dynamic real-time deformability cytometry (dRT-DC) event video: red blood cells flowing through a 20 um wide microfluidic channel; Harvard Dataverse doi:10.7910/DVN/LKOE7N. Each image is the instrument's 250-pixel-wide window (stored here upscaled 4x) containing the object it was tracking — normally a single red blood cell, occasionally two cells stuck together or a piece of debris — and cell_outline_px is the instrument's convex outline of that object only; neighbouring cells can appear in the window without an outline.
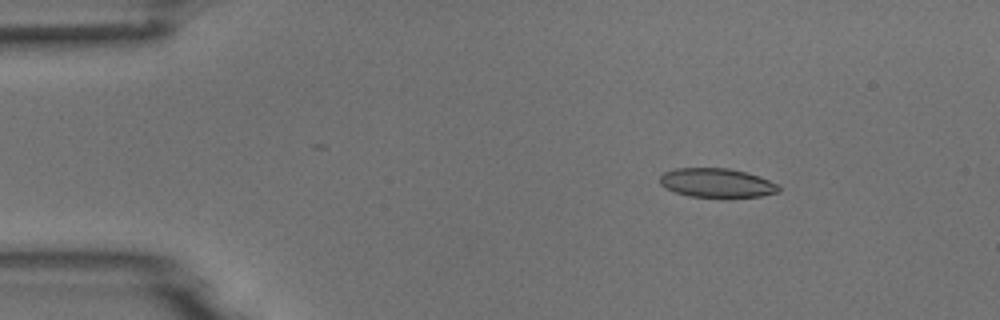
{"species": "common noctule bat (a hibernating species)", "species_latin": "Nyctalus noctula", "temperature_condition": "room temperature", "stored_images_in_passage": 5, "camera_frame_rate_fps": 3000, "um_per_image_px": 0.085, "animal": {"sex": "male", "body_mass_g": 18.8}, "frame": {"image": 1, "passage_image": 3, "time_ms": 0.667, "image_size_px": [1000, 320], "cell_outline_px": [[780, 192], [760, 196], [728, 200], [724, 200], [688, 196], [664, 188], [660, 184], [660, 176], [664, 172], [676, 168], [728, 168], [760, 176], [776, 184], [780, 188]], "centroid_in_image_um": [60.93, 15.59], "position_along_channel_um": 24.1, "area_um2": 20.92}}